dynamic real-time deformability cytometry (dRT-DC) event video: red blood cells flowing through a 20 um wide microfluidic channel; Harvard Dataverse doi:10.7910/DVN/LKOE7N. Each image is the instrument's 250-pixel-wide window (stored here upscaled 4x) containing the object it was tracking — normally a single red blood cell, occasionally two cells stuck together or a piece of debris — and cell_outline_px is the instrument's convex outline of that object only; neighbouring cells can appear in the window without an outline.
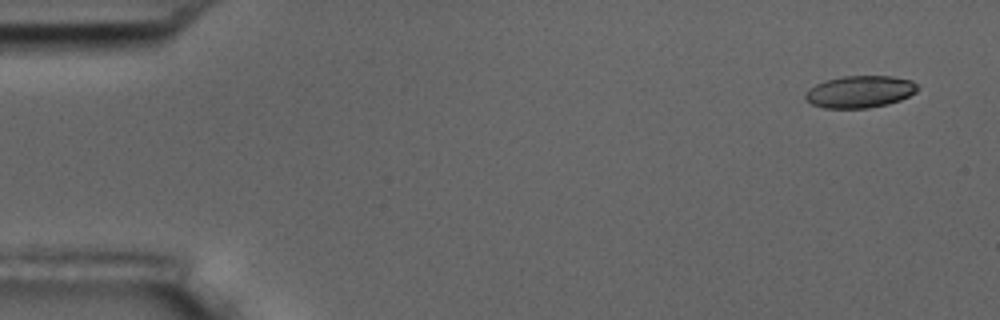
{"species": "common noctule bat (a hibernating species)", "species_latin": "Nyctalus noctula", "temperature_condition": "room temperature", "stored_images_in_passage": 9, "camera_frame_rate_fps": 3000, "um_per_image_px": 0.085, "animal": {"sex": "male", "body_mass_g": 17.5, "forearm_length_mm": 52.3}, "frame": {"image": 1, "passage_image": 1, "time_ms": 0.0, "image_size_px": [1000, 320], "cell_outline_px": [[920, 88], [916, 92], [900, 100], [888, 104], [868, 108], [824, 108], [812, 104], [804, 96], [816, 84], [828, 80], [844, 76], [892, 76], [912, 80]], "centroid_in_image_um": [73.15, 7.8], "position_along_channel_um": 11.9, "area_um2": 20.75}}
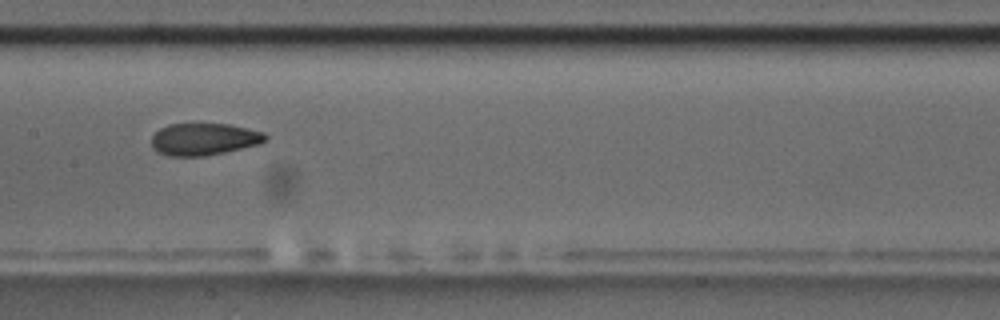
{"frame": {"image": 2, "passage_image": 8, "time_ms": 8.333, "image_size_px": [1000, 320], "cell_outline_px": [[268, 140], [260, 144], [224, 152], [204, 156], [168, 156], [156, 152], [152, 148], [152, 136], [160, 128], [168, 124], [228, 124], [248, 128], [264, 132], [268, 136]], "centroid_in_image_um": [17.34, 11.83], "position_along_channel_um": 190.1, "area_um2": 21.44}}
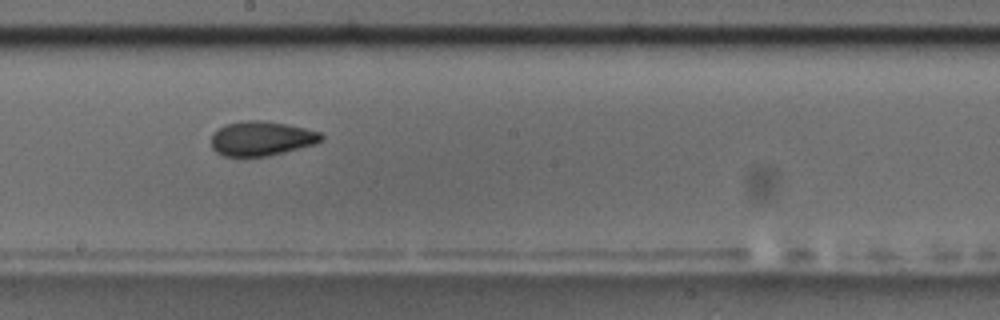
{"frame": {"image": 3, "passage_image": 9, "time_ms": 9.333, "image_size_px": [1000, 320], "cell_outline_px": [[324, 136], [316, 144], [268, 156], [224, 156], [216, 152], [212, 148], [212, 132], [224, 124], [244, 120], [264, 120], [288, 124], [320, 132]], "centroid_in_image_um": [22.2, 11.76], "position_along_channel_um": 226.0, "area_um2": 22.25}}